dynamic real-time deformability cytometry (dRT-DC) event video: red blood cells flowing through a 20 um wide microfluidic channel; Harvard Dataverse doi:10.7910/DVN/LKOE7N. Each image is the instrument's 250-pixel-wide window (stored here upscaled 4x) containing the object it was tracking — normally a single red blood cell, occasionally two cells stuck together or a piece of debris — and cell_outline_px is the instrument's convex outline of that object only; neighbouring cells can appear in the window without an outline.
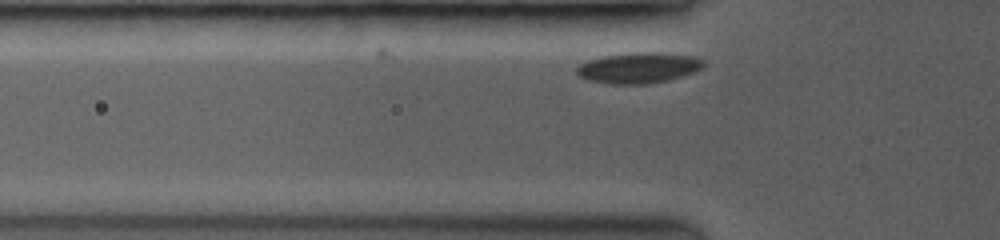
{"species": "common noctule bat (a hibernating species)", "species_latin": "Nyctalus noctula", "temperature_condition": "room temperature", "stored_images_in_passage": 3, "camera_frame_rate_fps": 3500, "um_per_image_px": 0.085, "animal": {"sex": "female", "body_mass_g": 19.0, "forearm_length_mm": 53.3}, "frame": {"image": 1, "passage_image": 3, "time_ms": 0.571, "image_size_px": [1000, 240], "cell_outline_px": [[704, 64], [696, 72], [668, 80], [644, 84], [612, 84], [588, 80], [576, 76], [576, 68], [580, 64], [588, 60], [604, 56], [632, 52], [660, 52], [692, 56], [704, 60]], "centroid_in_image_um": [54.26, 5.76], "position_along_channel_um": 71.5, "area_um2": 22.77}}